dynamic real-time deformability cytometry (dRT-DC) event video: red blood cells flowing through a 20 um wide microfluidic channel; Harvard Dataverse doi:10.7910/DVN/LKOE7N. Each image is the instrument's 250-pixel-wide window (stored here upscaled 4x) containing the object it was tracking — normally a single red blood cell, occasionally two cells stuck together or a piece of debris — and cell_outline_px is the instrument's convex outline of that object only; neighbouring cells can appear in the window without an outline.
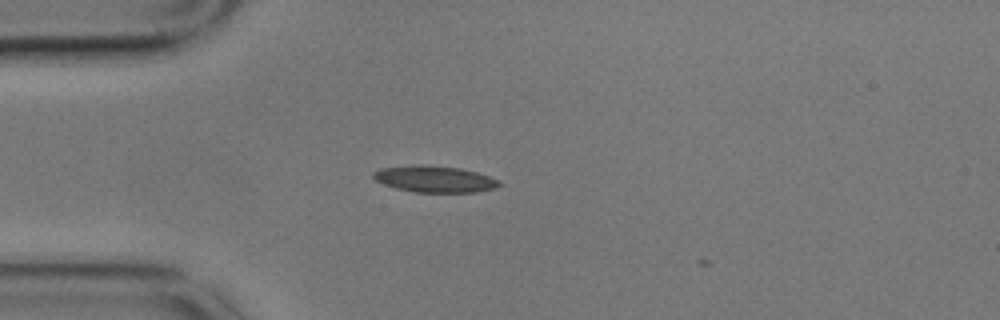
{"species": "common noctule bat (a hibernating species)", "species_latin": "Nyctalus noctula", "temperature_condition": "cold", "stored_images_in_passage": 3, "camera_frame_rate_fps": 3000, "um_per_image_px": 0.085, "animal": {"sex": "male", "body_mass_g": 17.9}, "frame": {"image": 1, "passage_image": 1, "time_ms": 0.0, "image_size_px": [1000, 320], "cell_outline_px": [[504, 184], [496, 188], [476, 192], [416, 192], [396, 188], [384, 184], [376, 180], [372, 176], [372, 172], [380, 168], [416, 164], [424, 164], [460, 168], [476, 172], [500, 180]], "centroid_in_image_um": [36.96, 15.21], "position_along_channel_um": 48.0, "area_um2": 19.59}}